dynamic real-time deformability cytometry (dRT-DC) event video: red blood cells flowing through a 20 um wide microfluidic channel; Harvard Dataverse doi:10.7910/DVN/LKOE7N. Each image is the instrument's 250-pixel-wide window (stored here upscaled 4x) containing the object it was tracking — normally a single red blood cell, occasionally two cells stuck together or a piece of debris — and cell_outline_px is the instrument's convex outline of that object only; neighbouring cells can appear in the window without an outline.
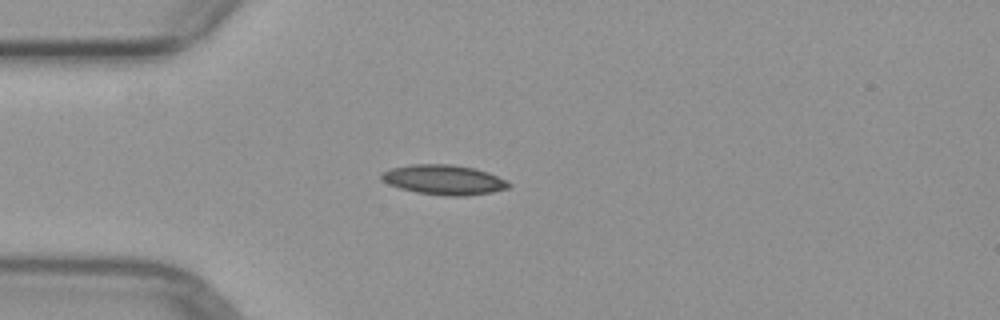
{"species": "common noctule bat (a hibernating species)", "species_latin": "Nyctalus noctula", "temperature_condition": "warm", "stored_images_in_passage": 3, "camera_frame_rate_fps": 3000, "um_per_image_px": 0.085, "animal": {"sex": "female", "body_mass_g": 29.2, "forearm_length_mm": 56.3}, "frame": {"image": 1, "passage_image": 3, "time_ms": 2.667, "image_size_px": [1000, 320], "cell_outline_px": [[512, 184], [508, 188], [492, 192], [464, 196], [444, 196], [416, 192], [400, 188], [388, 184], [380, 180], [380, 172], [388, 168], [412, 164], [452, 164], [476, 168], [488, 172]], "centroid_in_image_um": [37.67, 15.27], "position_along_channel_um": 47.3, "area_um2": 22.37}}